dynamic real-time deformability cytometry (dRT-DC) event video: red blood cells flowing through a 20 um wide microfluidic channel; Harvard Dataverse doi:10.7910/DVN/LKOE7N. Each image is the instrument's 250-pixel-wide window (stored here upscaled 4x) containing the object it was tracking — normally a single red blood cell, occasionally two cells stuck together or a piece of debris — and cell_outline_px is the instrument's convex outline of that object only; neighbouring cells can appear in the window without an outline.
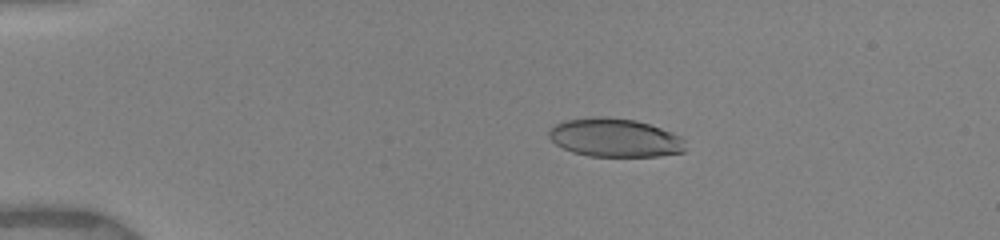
{"species": "human", "species_latin": "Homo sapiens", "temperature_condition": "warm", "stored_images_in_passage": 25, "camera_frame_rate_fps": 3000, "um_per_image_px": 0.085, "donor": {"sex": "female"}, "frame": {"image": 1, "passage_image": 9, "time_ms": 3.0, "image_size_px": [1000, 240], "cell_outline_px": [[684, 152], [660, 156], [588, 156], [572, 152], [556, 144], [548, 136], [548, 128], [564, 120], [596, 116], [600, 116], [636, 120], [672, 132], [680, 136], [684, 140]], "centroid_in_image_um": [52.24, 11.7], "position_along_channel_um": 32.8, "area_um2": 30.69}}
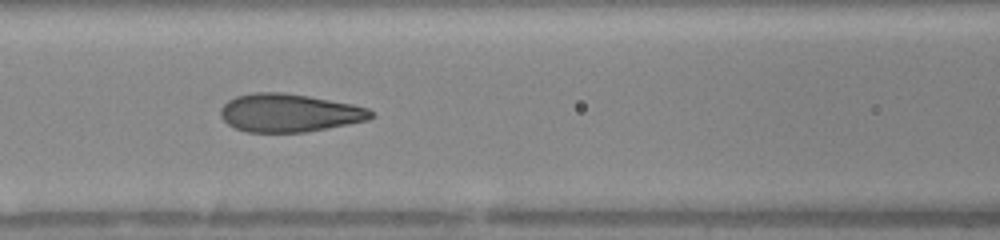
{"frame": {"image": 2, "passage_image": 20, "time_ms": 7.333, "image_size_px": [1000, 240], "cell_outline_px": [[376, 116], [368, 120], [328, 128], [304, 132], [248, 132], [236, 128], [228, 124], [220, 116], [220, 108], [228, 100], [236, 96], [252, 92], [284, 92], [308, 96], [352, 104], [368, 108]], "centroid_in_image_um": [24.58, 9.59], "position_along_channel_um": 142.0, "area_um2": 33.47}}
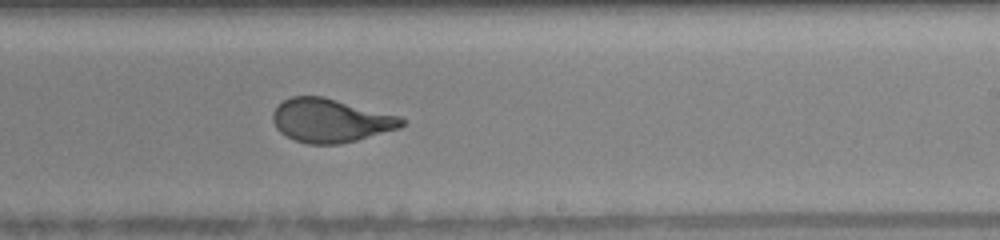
{"frame": {"image": 3, "passage_image": 25, "time_ms": 10.333, "image_size_px": [1000, 240], "cell_outline_px": [[404, 124], [400, 128], [356, 140], [340, 144], [308, 144], [296, 140], [280, 132], [276, 128], [272, 120], [272, 112], [276, 104], [292, 96], [324, 96], [400, 116], [404, 120]], "centroid_in_image_um": [28.07, 10.23], "position_along_channel_um": 260.9, "area_um2": 32.83}}